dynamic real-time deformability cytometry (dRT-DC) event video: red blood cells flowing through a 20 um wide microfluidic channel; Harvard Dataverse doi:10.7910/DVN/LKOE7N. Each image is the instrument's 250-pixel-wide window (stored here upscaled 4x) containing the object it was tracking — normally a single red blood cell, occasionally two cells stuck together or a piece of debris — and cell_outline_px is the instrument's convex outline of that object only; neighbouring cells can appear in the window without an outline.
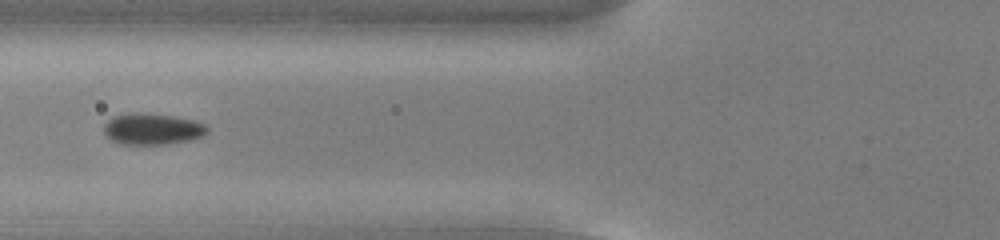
{"species": "common noctule bat (a hibernating species)", "species_latin": "Nyctalus noctula", "temperature_condition": "cold", "stored_images_in_passage": 9, "camera_frame_rate_fps": 3000, "um_per_image_px": 0.085, "animal": {"sex": "male", "body_mass_g": 13.0, "forearm_length_mm": 53.1}, "frame": {"image": 1, "passage_image": 6, "time_ms": 1.667, "image_size_px": [1000, 240], "cell_outline_px": [[208, 132], [204, 136], [188, 140], [168, 144], [120, 144], [112, 140], [104, 132], [104, 124], [112, 116], [172, 116], [196, 120], [204, 124], [208, 128]], "centroid_in_image_um": [13.01, 11.02], "position_along_channel_um": 112.8, "area_um2": 17.98}}